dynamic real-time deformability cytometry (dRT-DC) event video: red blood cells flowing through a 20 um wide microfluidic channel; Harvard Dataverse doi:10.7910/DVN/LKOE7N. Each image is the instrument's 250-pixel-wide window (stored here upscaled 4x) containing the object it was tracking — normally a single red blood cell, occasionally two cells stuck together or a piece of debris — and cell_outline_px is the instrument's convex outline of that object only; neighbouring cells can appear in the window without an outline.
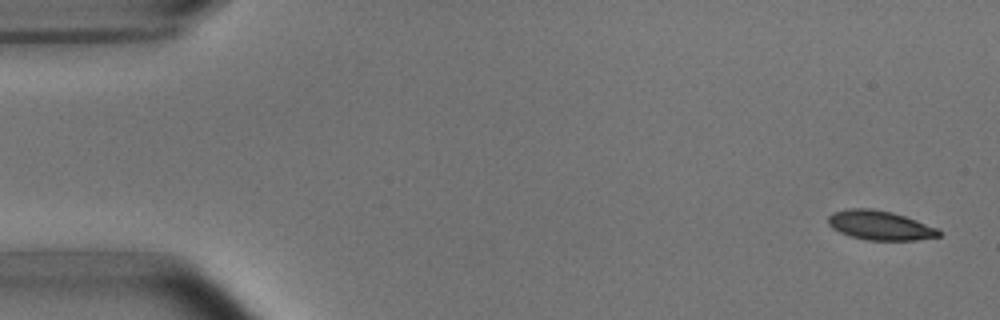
{"species": "common noctule bat (a hibernating species)", "species_latin": "Nyctalus noctula", "temperature_condition": "room temperature", "stored_images_in_passage": 3, "segment_of_instrument_passage": [2, 2], "camera_frame_rate_fps": 3000, "um_per_image_px": 0.085, "animal": {"sex": "male", "body_mass_g": 15.6}, "frame": {"image": 1, "passage_image": 3, "time_ms": 3.0, "image_size_px": [1000, 320], "cell_outline_px": [[940, 236], [916, 240], [868, 240], [852, 236], [840, 232], [832, 228], [828, 224], [828, 216], [832, 212], [848, 208], [872, 208], [892, 212], [916, 220], [936, 228], [940, 232]], "centroid_in_image_um": [74.76, 19.14], "position_along_channel_um": 10.2, "area_um2": 18.79}}